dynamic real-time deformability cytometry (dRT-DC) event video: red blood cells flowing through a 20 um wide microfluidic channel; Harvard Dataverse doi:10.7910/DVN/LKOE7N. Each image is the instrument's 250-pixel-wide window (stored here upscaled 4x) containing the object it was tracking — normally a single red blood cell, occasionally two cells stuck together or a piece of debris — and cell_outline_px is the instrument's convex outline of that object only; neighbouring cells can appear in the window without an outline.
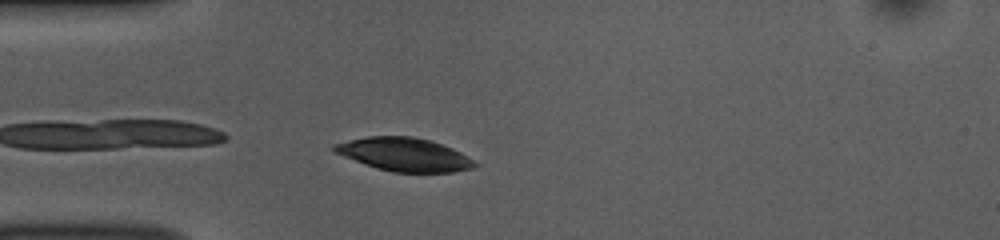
{"species": "common noctule bat (a hibernating species)", "species_latin": "Nyctalus noctula", "temperature_condition": "room temperature", "stored_images_in_passage": 12, "camera_frame_rate_fps": 3000, "um_per_image_px": 0.085, "animal": {"sex": "female", "body_mass_g": 10.0, "forearm_length_mm": 53.1}, "frame": {"image": 1, "passage_image": 1, "time_ms": 0.0, "image_size_px": [1000, 240], "cell_outline_px": [[476, 164], [472, 168], [452, 172], [392, 172], [332, 152], [332, 144], [368, 136], [412, 136], [428, 140], [452, 148], [460, 152], [472, 160]], "centroid_in_image_um": [34.33, 13.12], "position_along_channel_um": 50.7, "area_um2": 26.7}}